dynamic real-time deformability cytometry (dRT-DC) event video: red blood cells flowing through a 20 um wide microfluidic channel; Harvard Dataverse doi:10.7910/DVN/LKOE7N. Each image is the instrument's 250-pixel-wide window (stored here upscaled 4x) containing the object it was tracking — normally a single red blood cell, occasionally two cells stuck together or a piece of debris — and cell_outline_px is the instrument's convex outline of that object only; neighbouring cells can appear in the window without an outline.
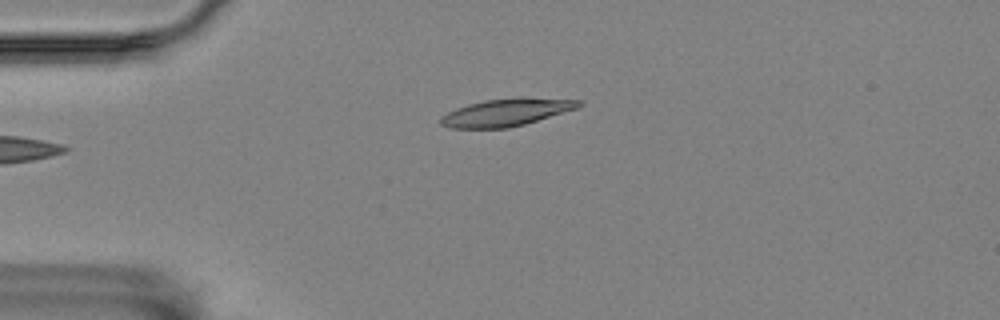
{"species": "Egyptian fruit bat (a non-hibernating species)", "species_latin": "Rousettus aegyptiacus", "temperature_condition": "room temperature", "stored_images_in_passage": 36, "camera_frame_rate_fps": 3000, "um_per_image_px": 0.085, "animal": {"sex": "female"}, "frame": {"image": 1, "passage_image": 1, "time_ms": 0.0, "image_size_px": [1000, 320], "cell_outline_px": [[584, 104], [580, 108], [524, 124], [508, 128], [452, 128], [440, 124], [440, 116], [456, 108], [468, 104], [484, 100], [520, 96], [580, 100]], "centroid_in_image_um": [43.08, 9.53], "position_along_channel_um": 41.9, "area_um2": 22.43}}
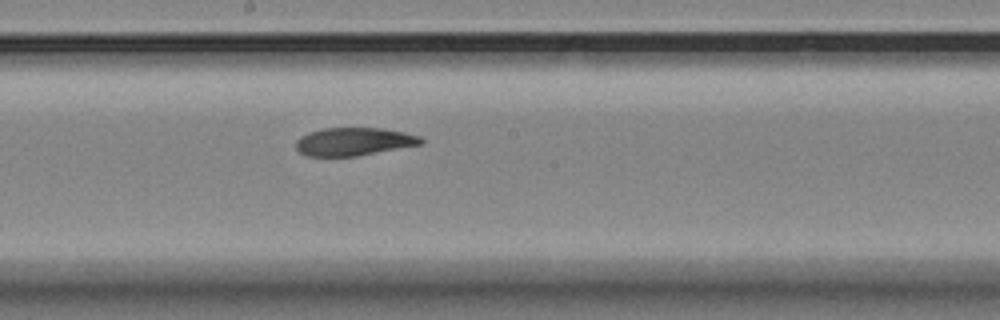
{"frame": {"image": 2, "passage_image": 18, "time_ms": 5.667, "image_size_px": [1000, 320], "cell_outline_px": [[424, 144], [356, 156], [304, 156], [296, 148], [296, 140], [300, 136], [308, 132], [324, 128], [380, 128], [404, 132], [420, 136], [424, 140]], "centroid_in_image_um": [30.08, 12.04], "position_along_channel_um": 218.1, "area_um2": 20.52}}
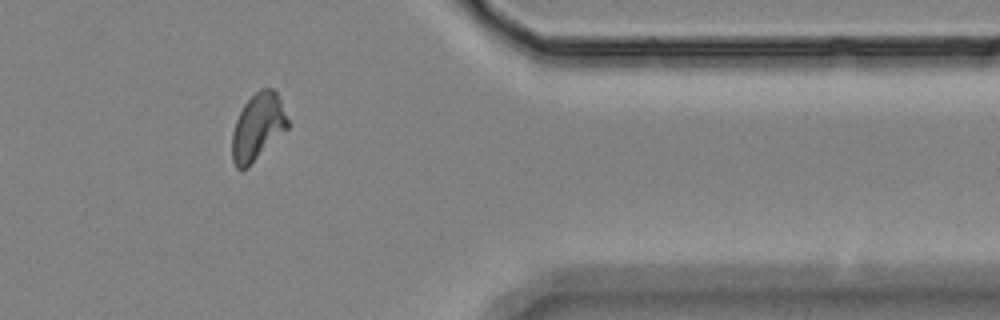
{"frame": {"image": 3, "passage_image": 34, "time_ms": 11.0, "image_size_px": [1000, 320], "cell_outline_px": [[288, 128], [244, 168], [236, 168], [232, 160], [232, 132], [236, 120], [244, 104], [260, 88], [272, 88], [276, 92], [280, 100], [288, 120]], "centroid_in_image_um": [21.89, 10.74], "position_along_channel_um": 389.5, "area_um2": 20.92}, "authors_computed_cell_mechanics": {"area_um2": 21.5883, "velocity_mm_per_s": 3.5348, "shape_relaxation_time_tau1_ms": 5.9387, "shape_relaxation_time_tau2_ms": 4.5438, "deformation_change_tau1": 0.1883, "deformation_change_tau2": 0.0837}}